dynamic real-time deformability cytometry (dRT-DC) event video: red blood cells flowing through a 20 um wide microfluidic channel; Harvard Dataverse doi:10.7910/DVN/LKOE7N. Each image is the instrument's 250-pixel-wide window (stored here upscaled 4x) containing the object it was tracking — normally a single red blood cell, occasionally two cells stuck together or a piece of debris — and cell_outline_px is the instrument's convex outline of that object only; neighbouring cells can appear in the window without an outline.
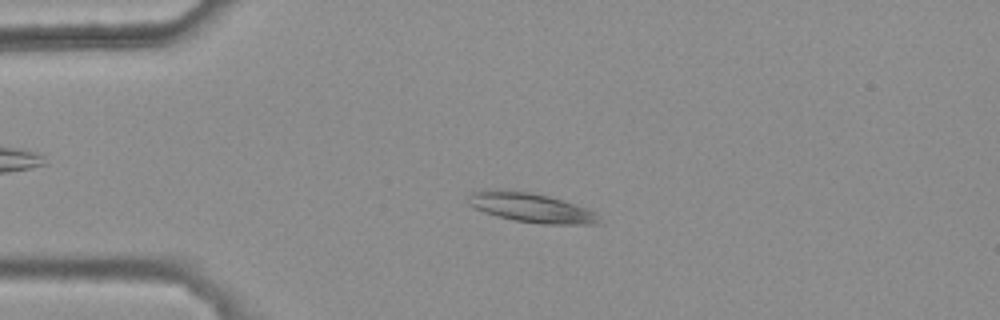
{"species": "common noctule bat (a hibernating species)", "species_latin": "Nyctalus noctula", "temperature_condition": "warm", "stored_images_in_passage": 42, "camera_frame_rate_fps": 3000, "um_per_image_px": 0.085, "animal": {"sex": "female", "body_mass_g": 25.1}, "frame": {"image": 1, "passage_image": 12, "time_ms": 3.667, "image_size_px": [1000, 320], "cell_outline_px": [[604, 224], [544, 224], [512, 220], [484, 212], [468, 204], [468, 192], [496, 188], [532, 192], [548, 196], [588, 208], [596, 212]], "centroid_in_image_um": [45.14, 17.64], "position_along_channel_um": 39.9, "area_um2": 22.77}}
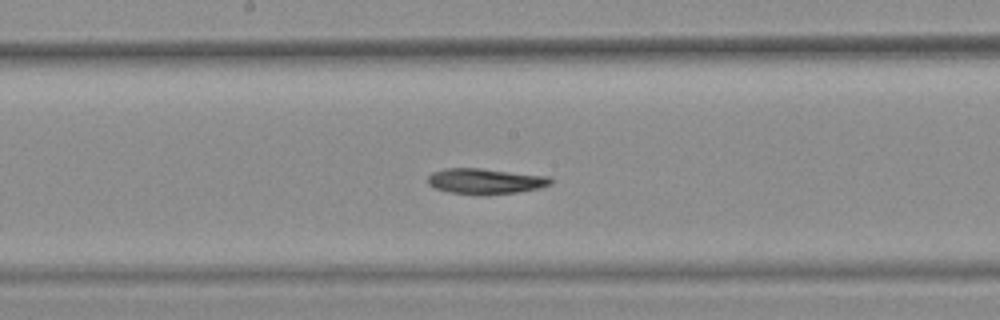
{"frame": {"image": 2, "passage_image": 28, "time_ms": 9.0, "image_size_px": [1000, 320], "cell_outline_px": [[552, 184], [540, 188], [516, 192], [484, 196], [480, 196], [448, 192], [436, 188], [428, 184], [428, 176], [432, 172], [444, 168], [480, 168], [552, 176]], "centroid_in_image_um": [41.27, 15.41], "position_along_channel_um": 206.9, "area_um2": 18.73}}
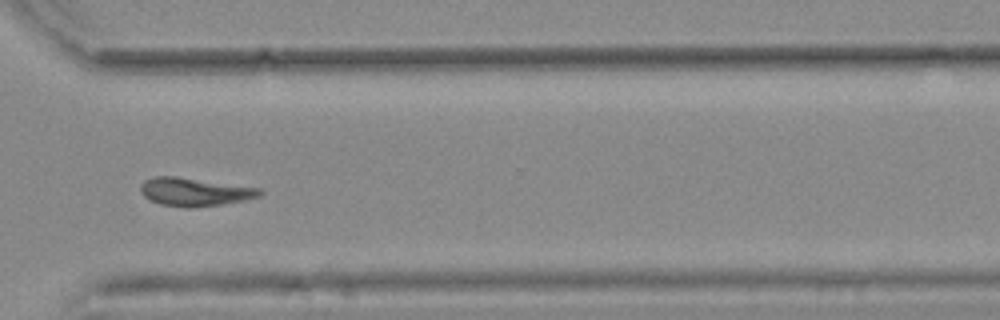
{"frame": {"image": 3, "passage_image": 40, "time_ms": 13.0, "image_size_px": [1000, 320], "cell_outline_px": [[264, 192], [260, 196], [244, 200], [224, 204], [188, 208], [160, 204], [144, 196], [140, 192], [140, 184], [144, 180], [152, 176], [176, 176], [260, 188]], "centroid_in_image_um": [16.53, 16.3], "position_along_channel_um": 354.1, "area_um2": 19.65}, "authors_computed_cell_mechanics": {"area_um2": 19.074, "velocity_mm_per_s": 3.6623, "shape_relaxation_time_tau1_ms": 7.9957, "shape_relaxation_time_tau2_ms": null, "deformation_change_tau1": 0.1421, "deformation_change_tau2": null}}